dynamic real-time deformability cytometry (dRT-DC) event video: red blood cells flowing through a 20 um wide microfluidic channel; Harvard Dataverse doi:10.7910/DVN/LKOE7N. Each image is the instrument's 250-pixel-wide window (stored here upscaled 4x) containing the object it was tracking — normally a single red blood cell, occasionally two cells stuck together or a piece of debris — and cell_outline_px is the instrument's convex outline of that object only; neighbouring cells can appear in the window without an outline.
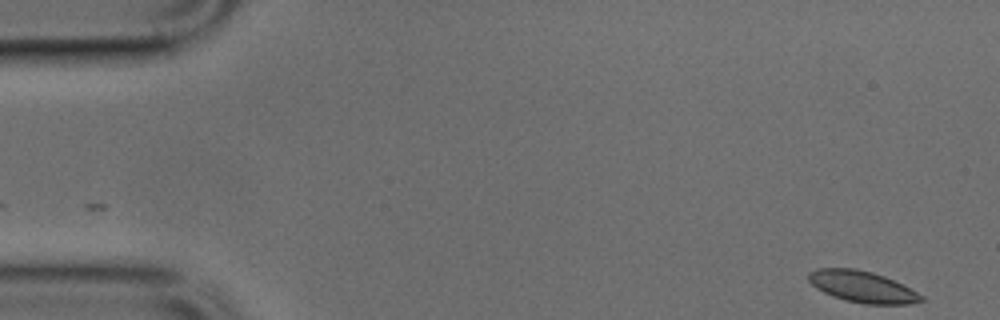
{"species": "common noctule bat (a hibernating species)", "species_latin": "Nyctalus noctula", "temperature_condition": "cold", "stored_images_in_passage": 48, "camera_frame_rate_fps": 3000, "um_per_image_px": 0.085, "animal": {"sex": "male", "body_mass_g": 17.9, "forearm_length_mm": 54.2}, "frame": {"image": 1, "passage_image": 1, "time_ms": 0.0, "image_size_px": [1000, 320], "cell_outline_px": [[924, 300], [912, 304], [864, 304], [844, 300], [832, 296], [816, 288], [808, 280], [808, 272], [816, 268], [856, 268], [872, 272], [884, 276], [924, 296]], "centroid_in_image_um": [73.26, 24.37], "position_along_channel_um": 11.7, "area_um2": 20.58}}
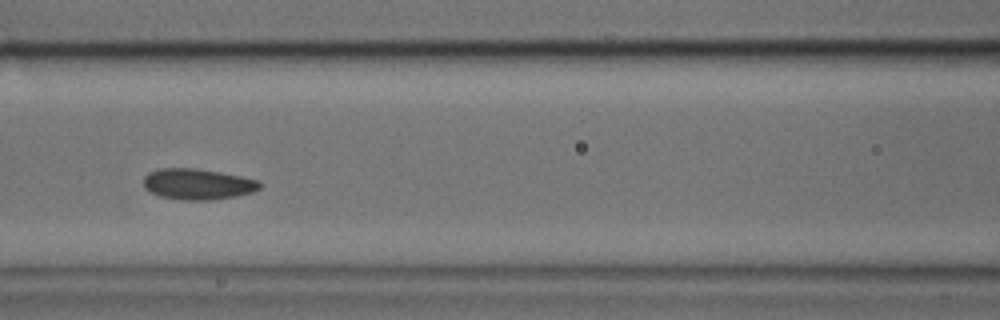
{"frame": {"image": 2, "passage_image": 20, "time_ms": 6.333, "image_size_px": [1000, 320], "cell_outline_px": [[264, 184], [260, 188], [252, 192], [236, 196], [212, 200], [180, 200], [160, 196], [144, 188], [144, 176], [148, 172], [160, 168], [196, 168], [220, 172], [260, 180]], "centroid_in_image_um": [16.82, 15.65], "position_along_channel_um": 149.8, "area_um2": 21.1}}
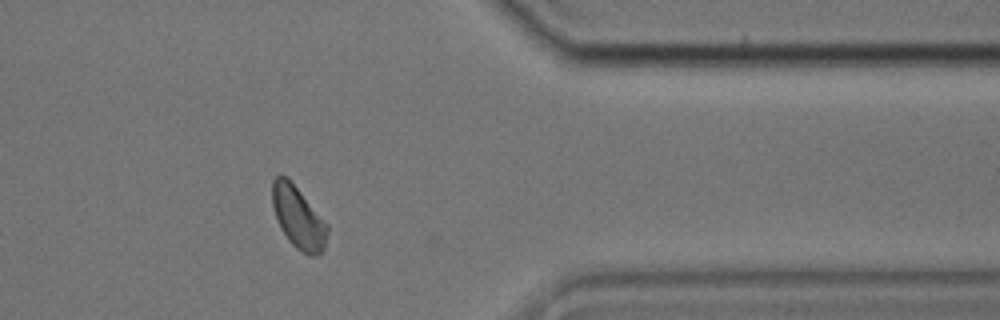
{"frame": {"image": 3, "passage_image": 39, "time_ms": 12.667, "image_size_px": [1000, 320], "cell_outline_px": [[328, 232], [324, 248], [316, 256], [308, 256], [296, 248], [288, 240], [280, 228], [272, 204], [272, 180], [280, 172], [288, 176], [328, 224]], "centroid_in_image_um": [25.34, 18.45], "position_along_channel_um": 386.1, "area_um2": 20.23}}